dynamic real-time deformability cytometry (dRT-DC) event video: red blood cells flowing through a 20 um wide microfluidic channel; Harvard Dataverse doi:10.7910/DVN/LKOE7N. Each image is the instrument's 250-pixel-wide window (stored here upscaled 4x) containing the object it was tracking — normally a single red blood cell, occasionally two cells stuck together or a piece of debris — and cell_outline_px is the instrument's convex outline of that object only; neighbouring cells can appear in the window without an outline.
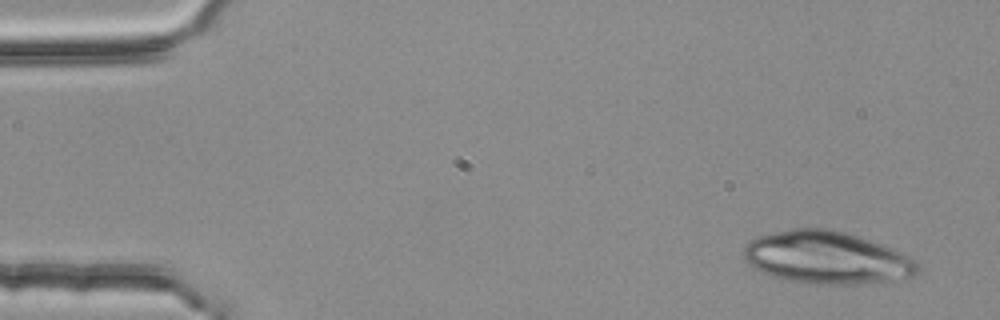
{"species": "common noctule bat (a hibernating species)", "species_latin": "Nyctalus noctula", "temperature_condition": "room temperature", "stored_images_in_passage": 4, "camera_frame_rate_fps": 3000, "um_per_image_px": 0.085, "animal": {"sex": "female", "body_mass_g": 25.1}, "frame": {"image": 1, "passage_image": 1, "time_ms": 0.0, "image_size_px": [1000, 320], "cell_outline_px": [[920, 268], [916, 276], [912, 280], [900, 284], [816, 284], [784, 280], [772, 276], [752, 268], [744, 260], [744, 248], [748, 240], [760, 236], [792, 228], [828, 228], [860, 236], [912, 256], [920, 264]], "centroid_in_image_um": [70.42, 21.95], "position_along_channel_um": 14.6, "area_um2": 54.85}}